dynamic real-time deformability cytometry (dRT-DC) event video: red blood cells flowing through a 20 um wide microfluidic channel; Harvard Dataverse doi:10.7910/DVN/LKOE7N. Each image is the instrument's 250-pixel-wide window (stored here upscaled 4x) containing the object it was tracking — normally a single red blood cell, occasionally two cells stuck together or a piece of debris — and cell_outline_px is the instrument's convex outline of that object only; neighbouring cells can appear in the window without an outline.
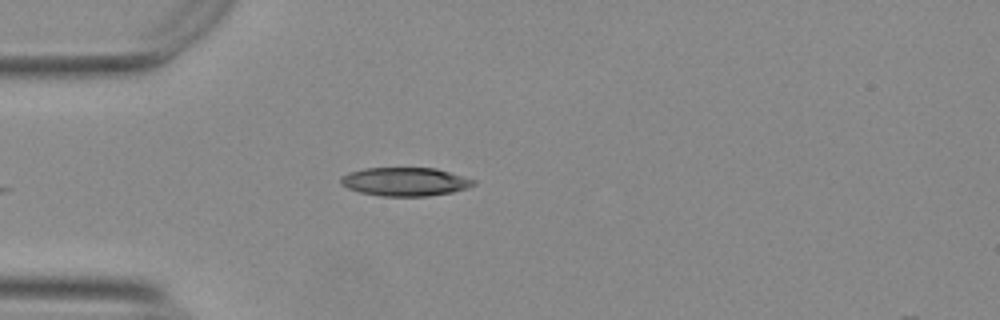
{"species": "Egyptian fruit bat (a non-hibernating species)", "species_latin": "Rousettus aegyptiacus", "temperature_condition": "warm", "stored_images_in_passage": 17, "camera_frame_rate_fps": 3000, "um_per_image_px": 0.085, "animal": {"sex": "female"}, "frame": {"image": 1, "passage_image": 1, "time_ms": 0.0, "image_size_px": [1000, 320], "cell_outline_px": [[476, 184], [452, 192], [428, 196], [380, 196], [360, 192], [348, 188], [340, 184], [340, 176], [348, 172], [364, 168], [436, 168], [476, 180]], "centroid_in_image_um": [34.39, 15.44], "position_along_channel_um": 50.6, "area_um2": 22.08}}
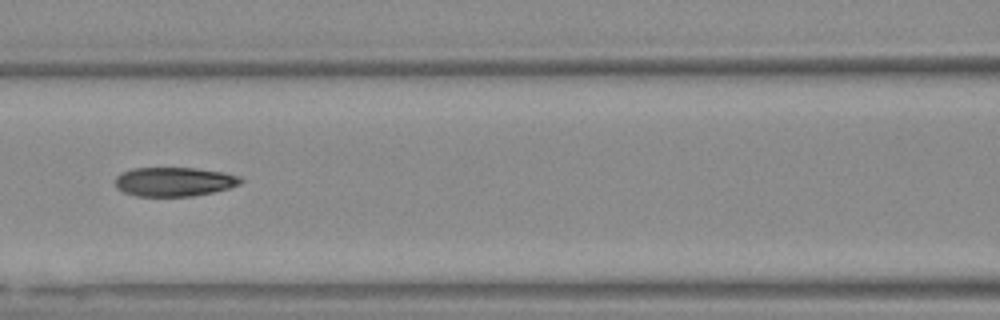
{"frame": {"image": 2, "passage_image": 10, "time_ms": 3.0, "image_size_px": [1000, 320], "cell_outline_px": [[244, 180], [240, 184], [228, 188], [212, 192], [192, 196], [136, 196], [124, 192], [116, 184], [116, 176], [132, 168], [196, 168], [224, 172], [240, 176]], "centroid_in_image_um": [14.85, 15.44], "position_along_channel_um": 151.8, "area_um2": 21.15}}
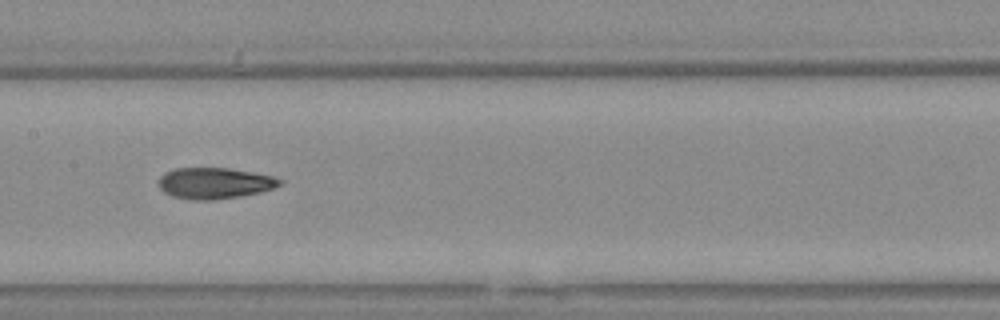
{"frame": {"image": 3, "passage_image": 13, "time_ms": 4.0, "image_size_px": [1000, 320], "cell_outline_px": [[284, 180], [280, 184], [272, 188], [260, 192], [240, 196], [212, 200], [196, 200], [172, 196], [164, 192], [156, 184], [160, 176], [164, 172], [176, 168], [228, 168], [252, 172], [272, 176]], "centroid_in_image_um": [18.19, 15.56], "position_along_channel_um": 189.2, "area_um2": 21.96}}